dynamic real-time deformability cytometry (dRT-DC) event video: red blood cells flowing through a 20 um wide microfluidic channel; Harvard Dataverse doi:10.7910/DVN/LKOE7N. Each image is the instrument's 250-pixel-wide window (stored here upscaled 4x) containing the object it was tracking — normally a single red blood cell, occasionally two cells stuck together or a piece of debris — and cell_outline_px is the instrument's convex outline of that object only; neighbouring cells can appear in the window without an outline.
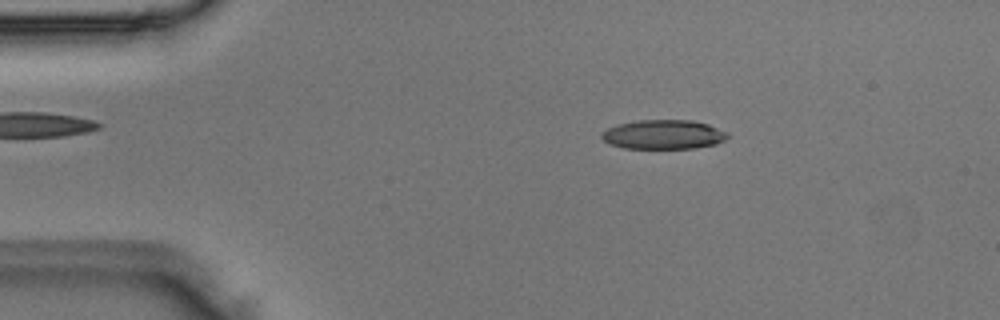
{"species": "Egyptian fruit bat (a non-hibernating species)", "species_latin": "Rousettus aegyptiacus", "temperature_condition": "room temperature", "stored_images_in_passage": 4, "camera_frame_rate_fps": 3000, "um_per_image_px": 0.085, "animal": {"sex": "male"}, "frame": {"image": 1, "passage_image": 3, "time_ms": 0.667, "image_size_px": [1000, 320], "cell_outline_px": [[728, 136], [724, 140], [716, 144], [692, 148], [624, 148], [612, 144], [604, 140], [600, 136], [608, 128], [616, 124], [636, 120], [692, 120], [708, 124], [728, 132]], "centroid_in_image_um": [56.41, 11.42], "position_along_channel_um": 28.6, "area_um2": 21.39}}